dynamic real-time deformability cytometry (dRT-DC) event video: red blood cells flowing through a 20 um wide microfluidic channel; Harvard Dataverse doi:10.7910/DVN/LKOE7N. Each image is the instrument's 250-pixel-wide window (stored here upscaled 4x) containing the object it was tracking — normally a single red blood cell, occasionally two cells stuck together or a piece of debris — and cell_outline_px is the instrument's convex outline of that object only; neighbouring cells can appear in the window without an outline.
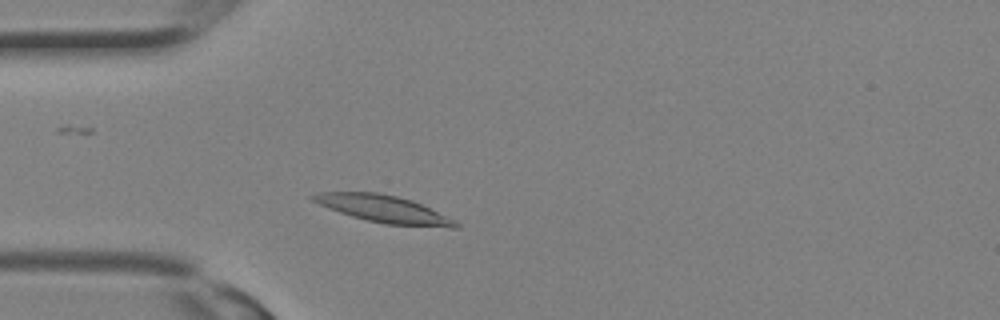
{"species": "Egyptian fruit bat (a non-hibernating species)", "species_latin": "Rousettus aegyptiacus", "temperature_condition": "room temperature", "stored_images_in_passage": 27, "camera_frame_rate_fps": 3000, "um_per_image_px": 0.085, "animal": {"sex": "female"}, "frame": {"image": 1, "passage_image": 4, "time_ms": 1.0, "image_size_px": [1000, 320], "cell_outline_px": [[460, 228], [448, 228], [384, 224], [352, 216], [328, 208], [312, 200], [308, 196], [320, 192], [376, 192], [396, 196], [412, 200], [456, 220], [460, 224]], "centroid_in_image_um": [32.66, 17.77], "position_along_channel_um": 52.3, "area_um2": 22.6}}
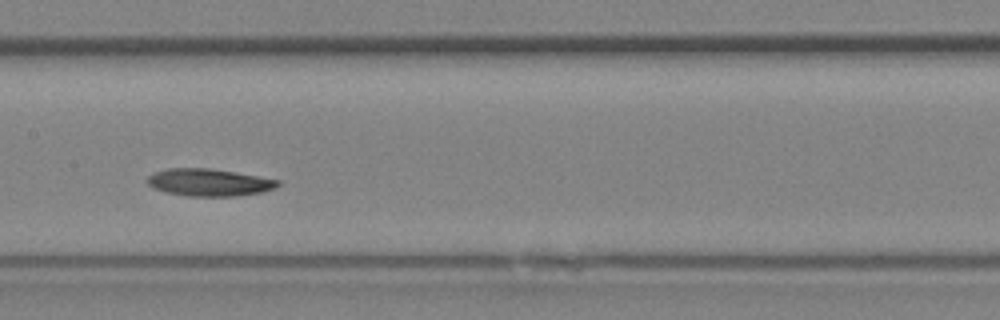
{"frame": {"image": 2, "passage_image": 11, "time_ms": 3.333, "image_size_px": [1000, 320], "cell_outline_px": [[280, 184], [276, 188], [260, 192], [236, 196], [184, 196], [164, 192], [152, 188], [144, 180], [152, 172], [168, 168], [208, 168], [280, 180]], "centroid_in_image_um": [17.69, 15.51], "position_along_channel_um": 189.7, "area_um2": 20.87}}
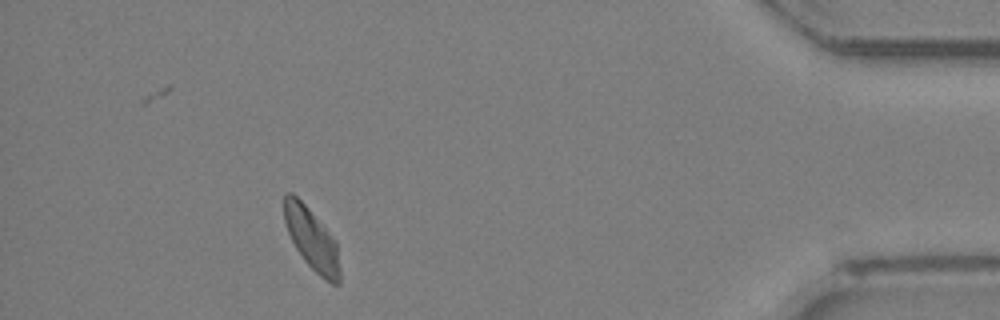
{"frame": {"image": 3, "passage_image": 24, "time_ms": 7.667, "image_size_px": [1000, 320], "cell_outline_px": [[340, 284], [332, 284], [320, 276], [304, 260], [296, 248], [288, 232], [284, 220], [284, 192], [292, 192], [308, 208], [336, 240], [340, 268]], "centroid_in_image_um": [26.51, 20.33], "position_along_channel_um": 408.7, "area_um2": 19.88}}